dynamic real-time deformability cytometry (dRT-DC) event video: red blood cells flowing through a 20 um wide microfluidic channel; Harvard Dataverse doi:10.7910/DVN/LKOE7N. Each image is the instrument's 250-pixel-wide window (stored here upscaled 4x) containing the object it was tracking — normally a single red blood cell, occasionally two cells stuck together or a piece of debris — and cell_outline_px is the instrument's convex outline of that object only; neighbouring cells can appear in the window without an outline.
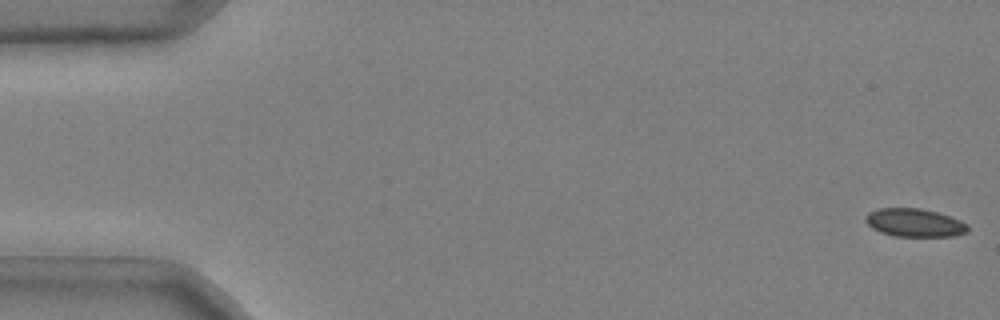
{"species": "common noctule bat (a hibernating species)", "species_latin": "Nyctalus noctula", "temperature_condition": "cold", "stored_images_in_passage": 52, "camera_frame_rate_fps": 3000, "um_per_image_px": 0.085, "animal": {"sex": "male", "body_mass_g": 20.4}, "frame": {"image": 1, "passage_image": 1, "time_ms": 0.0, "image_size_px": [1000, 320], "cell_outline_px": [[968, 232], [952, 236], [892, 236], [880, 232], [872, 228], [864, 220], [864, 216], [868, 212], [880, 208], [920, 208], [936, 212], [960, 220], [968, 224]], "centroid_in_image_um": [77.7, 18.93], "position_along_channel_um": 7.3, "area_um2": 16.82}}
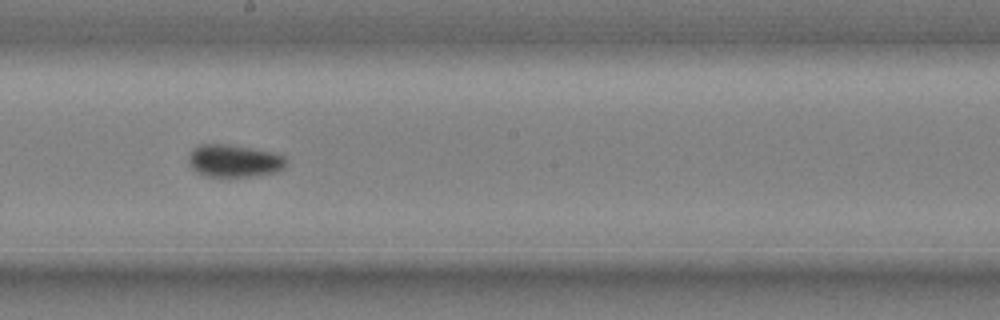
{"frame": {"image": 2, "passage_image": 30, "time_ms": 9.667, "image_size_px": [1000, 320], "cell_outline_px": [[284, 168], [276, 172], [252, 176], [208, 176], [196, 172], [188, 164], [188, 156], [192, 148], [200, 144], [228, 144], [252, 148], [272, 152], [284, 156]], "centroid_in_image_um": [19.84, 13.66], "position_along_channel_um": 228.4, "area_um2": 18.44}}
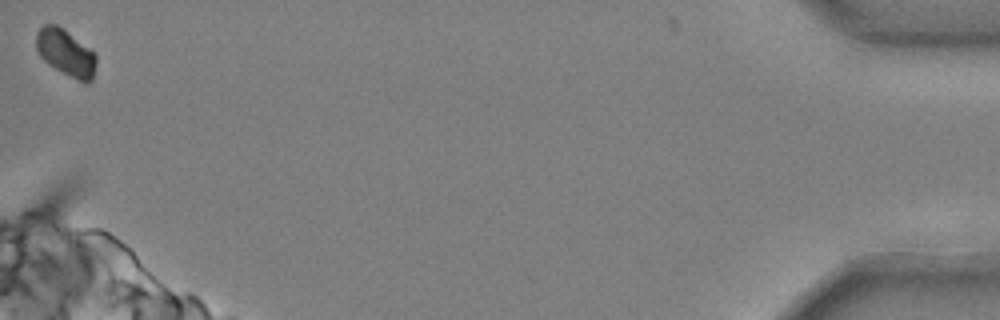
{"frame": {"image": 3, "passage_image": 52, "time_ms": 17.0, "image_size_px": [1000, 320], "cell_outline_px": [[96, 64], [92, 80], [88, 84], [84, 84], [76, 80], [48, 64], [36, 52], [36, 32], [44, 24], [56, 24], [64, 28], [96, 52]], "centroid_in_image_um": [5.61, 4.48], "position_along_channel_um": 429.6, "area_um2": 16.76}, "authors_computed_cell_mechanics": {"area_um2": 17.6001, "velocity_mm_per_s": 3.7085, "shape_relaxation_time_tau1_ms": 8.1384, "shape_relaxation_time_tau2_ms": null, "deformation_change_tau1": 0.1227, "deformation_change_tau2": null}}